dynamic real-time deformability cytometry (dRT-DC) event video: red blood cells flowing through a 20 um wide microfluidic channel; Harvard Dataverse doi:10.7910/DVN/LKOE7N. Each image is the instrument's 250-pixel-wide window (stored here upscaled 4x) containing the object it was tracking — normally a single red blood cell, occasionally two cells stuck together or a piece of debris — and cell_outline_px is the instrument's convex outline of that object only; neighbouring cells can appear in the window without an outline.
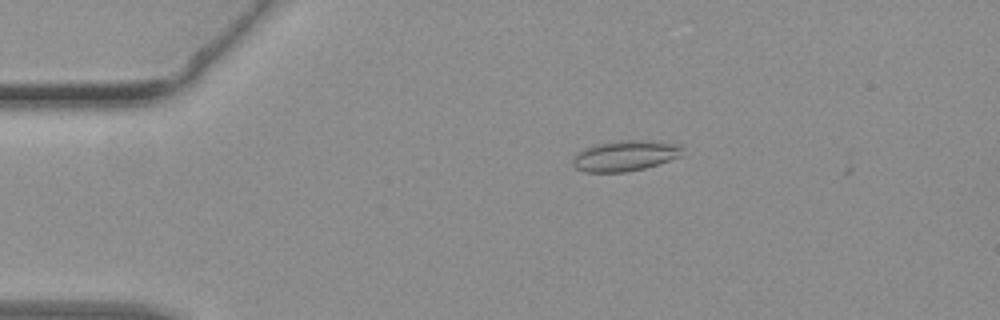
{"species": "common noctule bat (a hibernating species)", "species_latin": "Nyctalus noctula", "temperature_condition": "warm", "stored_images_in_passage": 45, "camera_frame_rate_fps": 3000, "um_per_image_px": 0.085, "animal": {"sex": "female", "body_mass_g": 19.3, "forearm_length_mm": 54.1}, "frame": {"image": 1, "passage_image": 9, "time_ms": 2.667, "image_size_px": [1000, 320], "cell_outline_px": [[684, 148], [680, 156], [644, 168], [624, 172], [584, 172], [576, 168], [572, 164], [572, 156], [576, 152], [584, 148], [596, 144], [624, 140], [652, 140], [680, 144]], "centroid_in_image_um": [53.1, 13.23], "position_along_channel_um": 31.9, "area_um2": 19.65}}
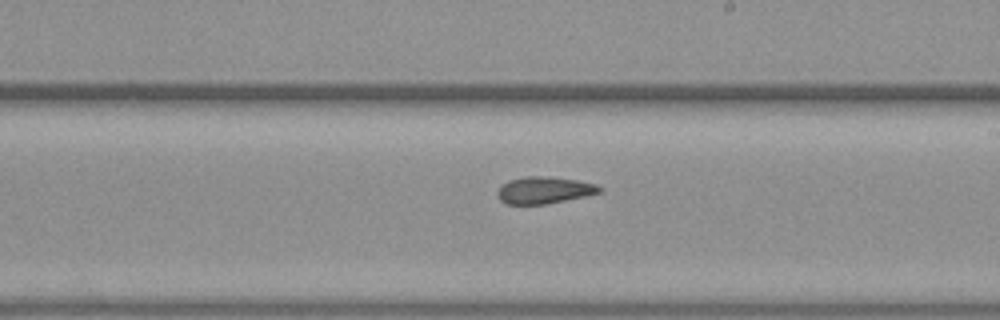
{"frame": {"image": 2, "passage_image": 26, "time_ms": 8.333, "image_size_px": [1000, 320], "cell_outline_px": [[604, 188], [600, 192], [584, 196], [544, 204], [504, 204], [496, 196], [496, 192], [508, 180], [528, 176], [548, 176], [576, 180], [596, 184]], "centroid_in_image_um": [46.23, 16.16], "position_along_channel_um": 242.8, "area_um2": 15.9}}
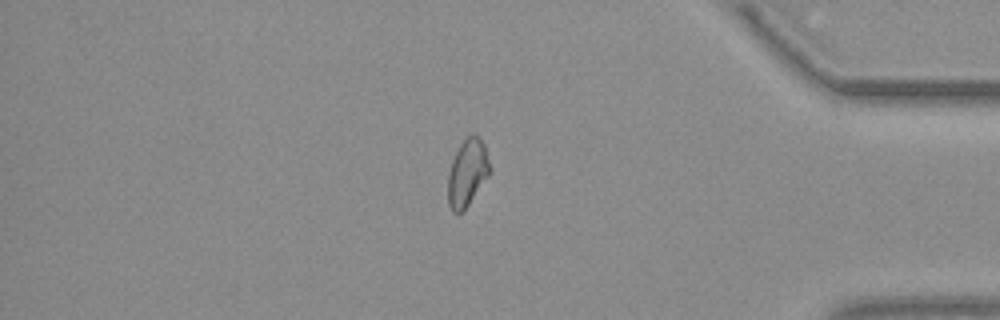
{"frame": {"image": 3, "passage_image": 38, "time_ms": 12.333, "image_size_px": [1000, 320], "cell_outline_px": [[488, 176], [464, 212], [452, 212], [448, 204], [448, 172], [452, 160], [460, 144], [472, 132], [484, 144], [488, 160]], "centroid_in_image_um": [39.69, 14.72], "position_along_channel_um": 395.5, "area_um2": 16.13}}